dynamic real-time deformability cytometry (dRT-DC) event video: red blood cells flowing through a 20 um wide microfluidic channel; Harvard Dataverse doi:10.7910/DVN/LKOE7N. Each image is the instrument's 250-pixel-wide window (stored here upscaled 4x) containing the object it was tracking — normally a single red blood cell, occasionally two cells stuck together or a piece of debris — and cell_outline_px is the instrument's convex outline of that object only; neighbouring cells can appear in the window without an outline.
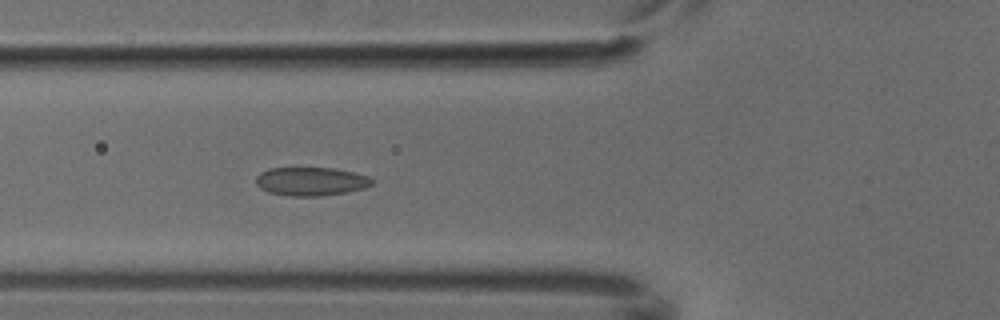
{"species": "common noctule bat (a hibernating species)", "species_latin": "Nyctalus noctula", "temperature_condition": "cold", "stored_images_in_passage": 5, "camera_frame_rate_fps": 3000, "um_per_image_px": 0.085, "animal": {"sex": "male", "body_mass_g": 18.8}, "frame": {"image": 1, "passage_image": 5, "time_ms": 1.333, "image_size_px": [1000, 320], "cell_outline_px": [[372, 184], [364, 188], [348, 192], [320, 196], [292, 196], [268, 192], [260, 188], [256, 184], [256, 176], [260, 172], [268, 168], [332, 168], [356, 172], [368, 176], [372, 180]], "centroid_in_image_um": [26.42, 15.41], "position_along_channel_um": 99.4, "area_um2": 19.36}}